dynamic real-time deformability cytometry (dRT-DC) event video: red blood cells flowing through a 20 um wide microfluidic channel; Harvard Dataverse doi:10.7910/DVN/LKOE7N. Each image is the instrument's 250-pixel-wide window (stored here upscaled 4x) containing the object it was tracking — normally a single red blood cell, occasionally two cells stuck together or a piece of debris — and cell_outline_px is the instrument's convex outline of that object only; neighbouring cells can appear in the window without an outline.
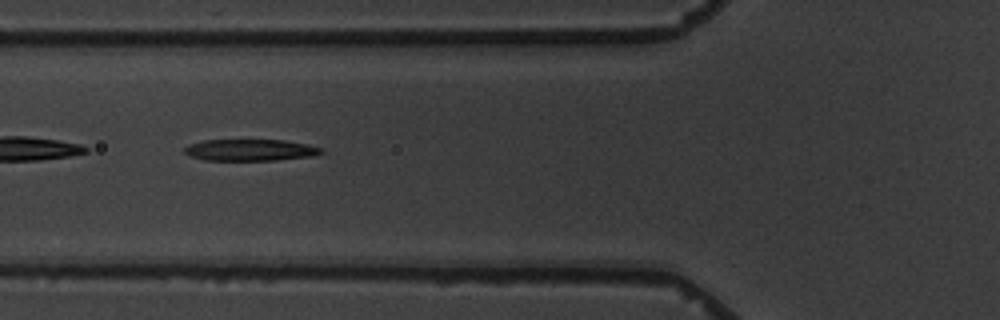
{"species": "common noctule bat (a hibernating species)", "species_latin": "Nyctalus noctula", "temperature_condition": "warm", "stored_images_in_passage": 9, "camera_frame_rate_fps": 3000, "um_per_image_px": 0.085, "animal": {"sex": "male", "body_mass_g": 19.5, "forearm_length_mm": 54.6}, "frame": {"image": 1, "passage_image": 6, "time_ms": 5.667, "image_size_px": [1000, 320], "cell_outline_px": [[324, 152], [312, 156], [276, 160], [204, 160], [192, 156], [184, 152], [184, 148], [188, 144], [204, 140], [284, 140], [308, 144], [324, 148]], "centroid_in_image_um": [21.3, 12.75], "position_along_channel_um": 104.5, "area_um2": 17.22}}
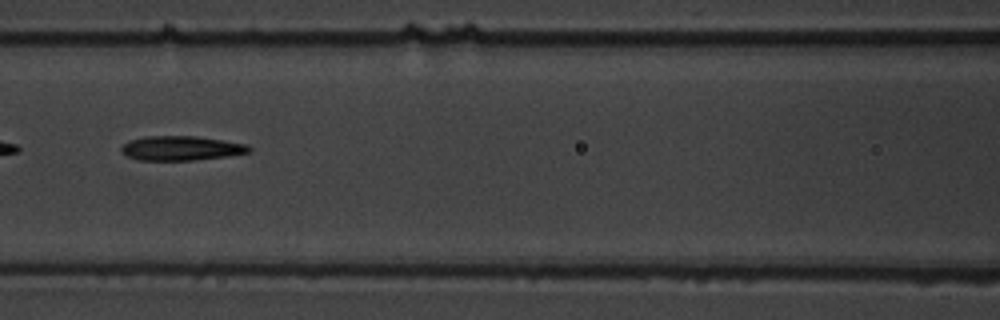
{"frame": {"image": 2, "passage_image": 7, "time_ms": 7.0, "image_size_px": [1000, 320], "cell_outline_px": [[252, 152], [228, 156], [192, 160], [140, 160], [128, 156], [120, 152], [120, 148], [128, 140], [144, 136], [196, 136], [248, 144], [252, 148]], "centroid_in_image_um": [15.41, 12.59], "position_along_channel_um": 151.2, "area_um2": 18.32}}
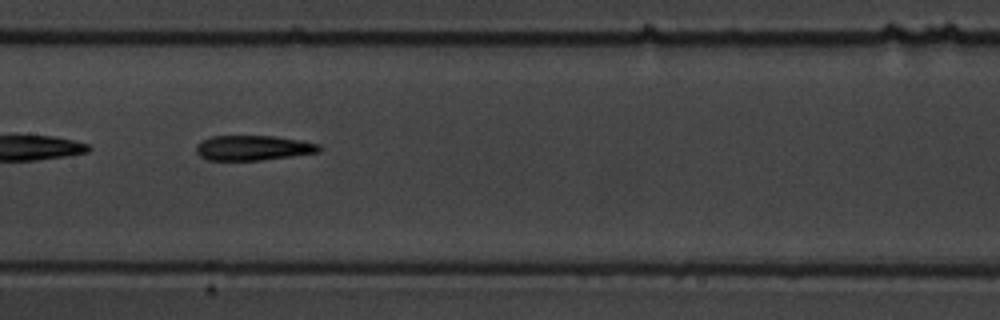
{"frame": {"image": 3, "passage_image": 8, "time_ms": 8.0, "image_size_px": [1000, 320], "cell_outline_px": [[324, 148], [320, 152], [260, 160], [208, 160], [200, 156], [196, 152], [196, 144], [200, 140], [212, 136], [272, 136], [304, 140], [320, 144]], "centroid_in_image_um": [21.54, 12.56], "position_along_channel_um": 185.9, "area_um2": 18.09}}